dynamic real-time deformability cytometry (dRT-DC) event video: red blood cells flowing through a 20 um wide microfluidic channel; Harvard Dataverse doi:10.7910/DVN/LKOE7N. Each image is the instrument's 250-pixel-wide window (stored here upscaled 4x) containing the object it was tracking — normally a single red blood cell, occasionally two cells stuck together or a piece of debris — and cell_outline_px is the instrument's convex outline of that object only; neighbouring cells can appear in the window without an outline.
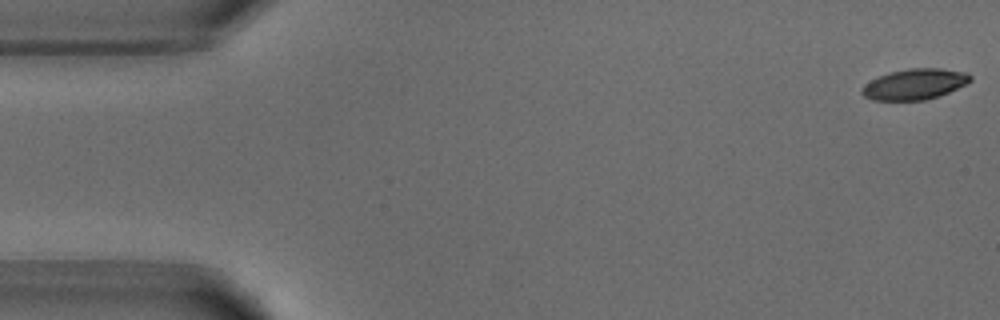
{"species": "common noctule bat (a hibernating species)", "species_latin": "Nyctalus noctula", "temperature_condition": "warm", "stored_images_in_passage": 52, "camera_frame_rate_fps": 3000, "um_per_image_px": 0.085, "animal": {"sex": "male", "body_mass_g": 18.8}, "frame": {"image": 1, "passage_image": 1, "time_ms": 0.0, "image_size_px": [1000, 320], "cell_outline_px": [[972, 80], [948, 92], [924, 100], [872, 100], [864, 96], [860, 92], [860, 88], [864, 84], [880, 76], [892, 72], [908, 68], [940, 68], [968, 72], [972, 76]], "centroid_in_image_um": [77.73, 7.15], "position_along_channel_um": 7.3, "area_um2": 19.25}}
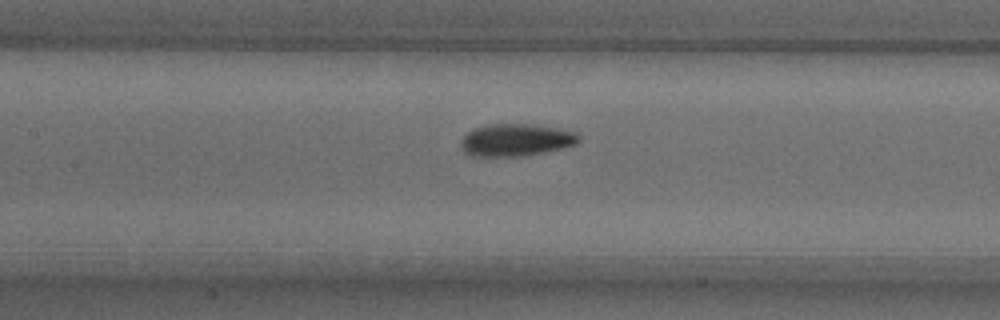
{"frame": {"image": 2, "passage_image": 23, "time_ms": 7.333, "image_size_px": [1000, 320], "cell_outline_px": [[580, 140], [576, 144], [560, 148], [520, 156], [472, 156], [464, 152], [460, 144], [460, 140], [468, 132], [476, 128], [488, 124], [532, 124], [556, 128], [576, 132], [580, 136]], "centroid_in_image_um": [43.83, 11.89], "position_along_channel_um": 163.6, "area_um2": 21.96}}
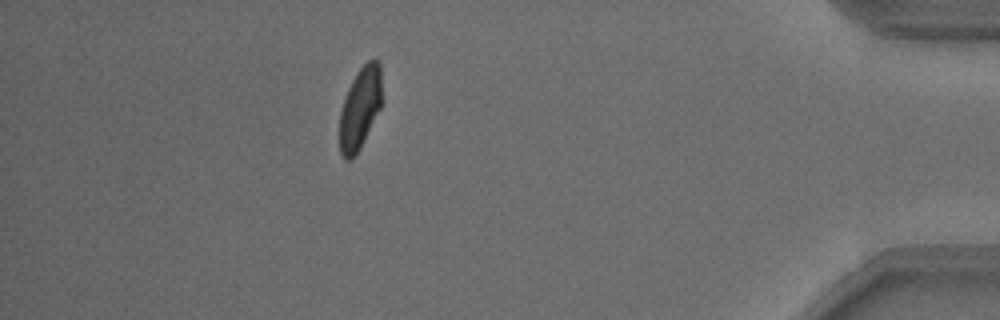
{"frame": {"image": 3, "passage_image": 46, "time_ms": 15.0, "image_size_px": [1000, 320], "cell_outline_px": [[384, 104], [360, 148], [348, 160], [344, 160], [340, 152], [340, 112], [348, 88], [356, 72], [372, 56], [376, 56], [380, 60], [384, 100]], "centroid_in_image_um": [30.68, 9.09], "position_along_channel_um": 404.5, "area_um2": 20.92}, "authors_computed_cell_mechanics": {"area_um2": 21.1259, "velocity_mm_per_s": 3.8271, "shape_relaxation_time_tau1_ms": 2.5758, "shape_relaxation_time_tau2_ms": 2.5327, "deformation_change_tau1": 0.1672, "deformation_change_tau2": 0.0812}}